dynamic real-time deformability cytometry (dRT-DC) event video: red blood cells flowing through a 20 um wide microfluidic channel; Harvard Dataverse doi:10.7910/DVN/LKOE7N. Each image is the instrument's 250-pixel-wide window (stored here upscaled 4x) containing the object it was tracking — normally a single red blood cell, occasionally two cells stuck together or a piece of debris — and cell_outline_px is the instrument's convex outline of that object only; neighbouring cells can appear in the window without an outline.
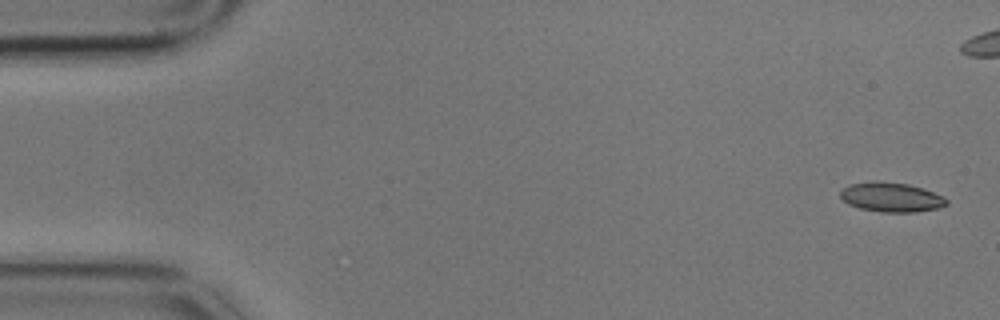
{"species": "common noctule bat (a hibernating species)", "species_latin": "Nyctalus noctula", "temperature_condition": "cold", "stored_images_in_passage": 6, "camera_frame_rate_fps": 3000, "um_per_image_px": 0.085, "animal": {"sex": "male", "body_mass_g": 17.9}, "frame": {"image": 1, "passage_image": 1, "time_ms": 0.0, "image_size_px": [1000, 320], "cell_outline_px": [[948, 204], [936, 208], [916, 212], [880, 212], [860, 208], [848, 204], [840, 196], [840, 192], [848, 184], [876, 180], [908, 184], [924, 188], [944, 196], [948, 200]], "centroid_in_image_um": [75.76, 16.75], "position_along_channel_um": 9.2, "area_um2": 18.38}}
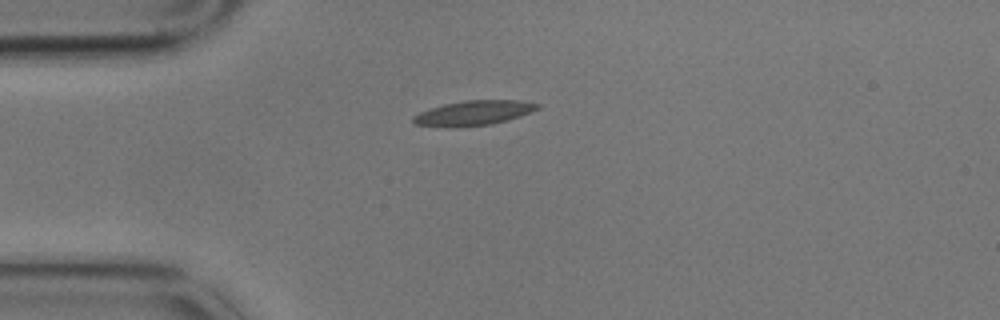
{"frame": {"image": 2, "passage_image": 6, "time_ms": 1.667, "image_size_px": [1000, 320], "cell_outline_px": [[540, 108], [520, 116], [508, 120], [492, 124], [452, 128], [448, 128], [412, 124], [412, 116], [420, 112], [444, 104], [464, 100], [520, 100], [540, 104]], "centroid_in_image_um": [40.23, 9.61], "position_along_channel_um": 44.8, "area_um2": 18.15}}